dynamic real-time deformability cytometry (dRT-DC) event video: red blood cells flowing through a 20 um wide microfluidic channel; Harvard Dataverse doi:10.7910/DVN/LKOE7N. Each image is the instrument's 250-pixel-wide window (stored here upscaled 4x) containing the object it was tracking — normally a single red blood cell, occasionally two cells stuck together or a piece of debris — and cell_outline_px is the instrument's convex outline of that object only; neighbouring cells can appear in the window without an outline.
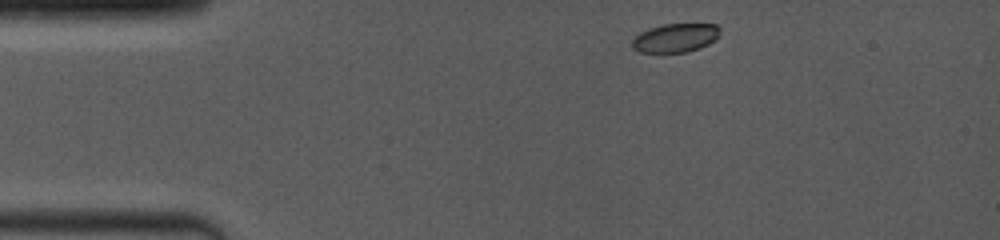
{"species": "common noctule bat (a hibernating species)", "species_latin": "Nyctalus noctula", "temperature_condition": "room temperature", "stored_images_in_passage": 25, "camera_frame_rate_fps": 4000, "um_per_image_px": 0.085, "animal": {"sex": "female", "body_mass_g": 19.0, "forearm_length_mm": 53.3}, "frame": {"image": 1, "passage_image": 1, "time_ms": 0.0, "image_size_px": [1000, 240], "cell_outline_px": [[720, 28], [716, 36], [708, 44], [700, 48], [684, 52], [640, 52], [632, 48], [632, 40], [640, 32], [648, 28], [660, 24], [716, 24]], "centroid_in_image_um": [57.35, 3.21], "position_along_channel_um": 27.6, "area_um2": 14.57}}
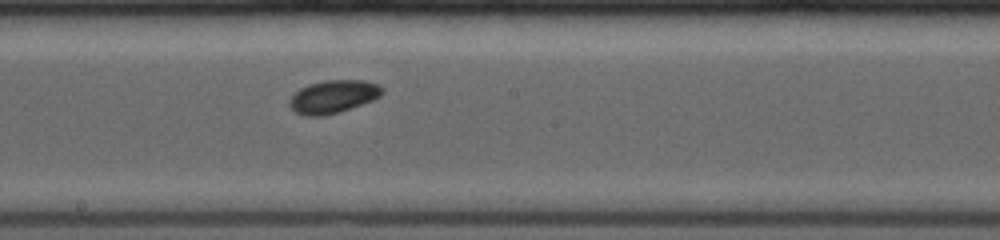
{"frame": {"image": 2, "passage_image": 14, "time_ms": 6.25, "image_size_px": [1000, 240], "cell_outline_px": [[384, 92], [380, 96], [372, 100], [340, 112], [320, 116], [304, 116], [296, 112], [288, 104], [288, 100], [300, 88], [308, 84], [324, 80], [364, 80], [380, 84], [384, 88]], "centroid_in_image_um": [28.34, 8.2], "position_along_channel_um": 219.9, "area_um2": 17.92}}
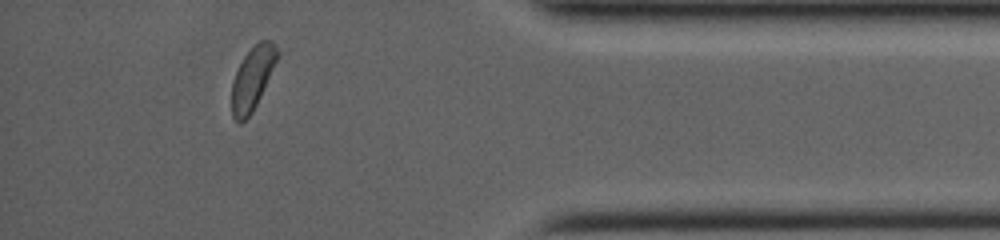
{"frame": {"image": 3, "passage_image": 24, "time_ms": 11.5, "image_size_px": [1000, 240], "cell_outline_px": [[276, 60], [260, 96], [252, 112], [240, 124], [232, 116], [232, 80], [244, 56], [260, 40], [272, 40], [276, 48]], "centroid_in_image_um": [21.42, 6.67], "position_along_channel_um": 413.8, "area_um2": 16.01}, "authors_computed_cell_mechanics": {"area_um2": 16.9932, "velocity_mm_per_s": 4.0784, "shape_relaxation_time_tau1_ms": 1.6231, "shape_relaxation_time_tau2_ms": null, "deformation_change_tau1": 0.0707, "deformation_change_tau2": null}}